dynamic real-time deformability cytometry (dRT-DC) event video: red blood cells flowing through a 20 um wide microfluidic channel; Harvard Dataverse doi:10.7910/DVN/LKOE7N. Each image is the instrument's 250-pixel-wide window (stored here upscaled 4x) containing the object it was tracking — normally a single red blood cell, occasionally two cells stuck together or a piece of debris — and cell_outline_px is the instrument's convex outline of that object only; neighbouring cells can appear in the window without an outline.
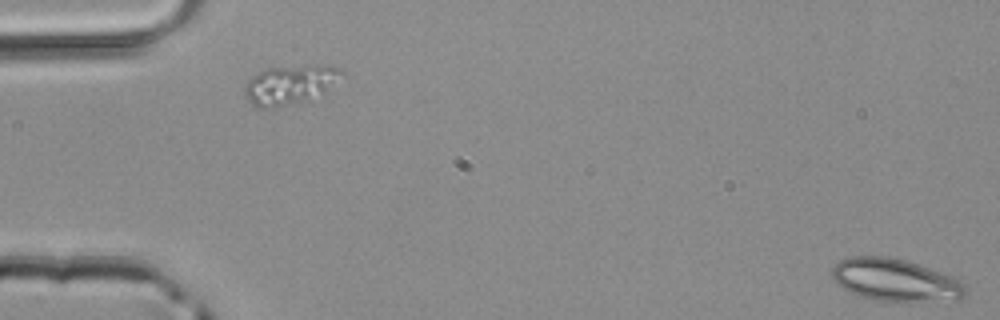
{"species": "common noctule bat (a hibernating species)", "species_latin": "Nyctalus noctula", "temperature_condition": "room temperature", "stored_images_in_passage": 3, "segment_of_instrument_passage": [2, 2], "camera_frame_rate_fps": 3000, "um_per_image_px": 0.085, "animal": {"sex": "male", "body_mass_g": 20.4}, "frame": {"image": 1, "passage_image": 3, "time_ms": 0.667, "image_size_px": [1000, 320], "cell_outline_px": [[964, 296], [956, 300], [872, 300], [860, 296], [836, 284], [832, 276], [832, 268], [840, 260], [852, 256], [888, 256], [904, 260], [952, 276], [960, 280], [964, 284]], "centroid_in_image_um": [76.06, 23.78], "position_along_channel_um": 8.9, "area_um2": 32.31}}